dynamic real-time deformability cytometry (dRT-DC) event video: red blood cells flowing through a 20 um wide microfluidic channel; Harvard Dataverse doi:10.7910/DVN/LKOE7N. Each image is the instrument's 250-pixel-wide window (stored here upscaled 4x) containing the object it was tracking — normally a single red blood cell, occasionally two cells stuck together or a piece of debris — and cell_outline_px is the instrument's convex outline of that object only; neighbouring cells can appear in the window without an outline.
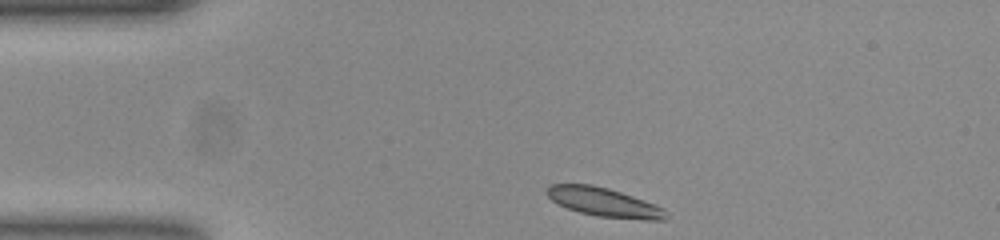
{"species": "common noctule bat (a hibernating species)", "species_latin": "Nyctalus noctula", "temperature_condition": "room temperature", "stored_images_in_passage": 36, "camera_frame_rate_fps": 3000, "um_per_image_px": 0.085, "animal": {"sex": "female", "body_mass_g": 23.0, "forearm_length_mm": 53.4}, "frame": {"image": 1, "passage_image": 1, "time_ms": 0.0, "image_size_px": [1000, 240], "cell_outline_px": [[668, 216], [664, 220], [644, 220], [596, 216], [580, 212], [568, 208], [552, 200], [548, 196], [548, 188], [552, 184], [592, 184], [608, 188], [632, 196], [664, 208]], "centroid_in_image_um": [51.38, 17.2], "position_along_channel_um": 33.6, "area_um2": 19.77}}
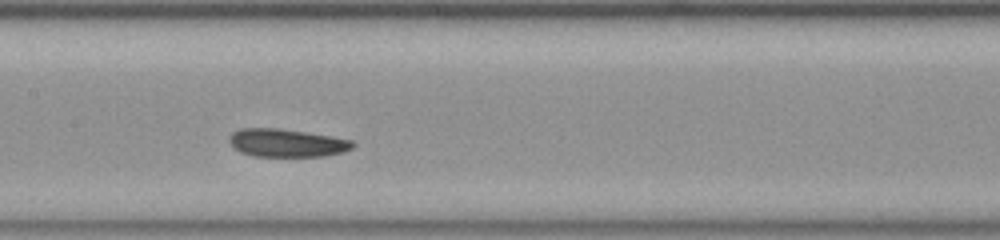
{"frame": {"image": 2, "passage_image": 16, "time_ms": 5.0, "image_size_px": [1000, 240], "cell_outline_px": [[356, 144], [352, 148], [344, 152], [324, 156], [252, 156], [240, 152], [228, 140], [232, 132], [240, 128], [276, 128], [304, 132], [352, 140]], "centroid_in_image_um": [24.36, 12.15], "position_along_channel_um": 183.0, "area_um2": 20.0}}
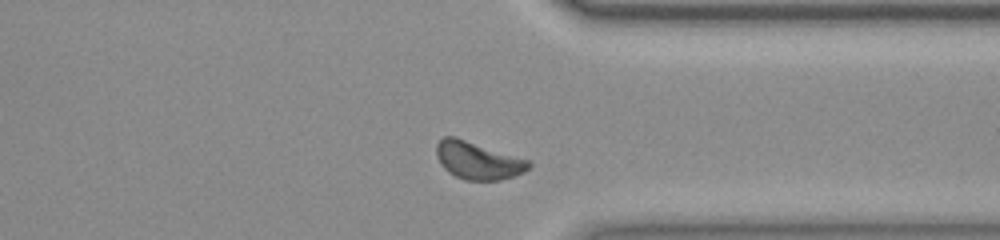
{"frame": {"image": 3, "passage_image": 31, "time_ms": 10.0, "image_size_px": [1000, 240], "cell_outline_px": [[532, 164], [524, 172], [500, 180], [464, 180], [448, 172], [440, 164], [436, 156], [436, 144], [444, 136], [456, 136], [532, 160]], "centroid_in_image_um": [40.63, 13.62], "position_along_channel_um": 370.8, "area_um2": 20.58}}